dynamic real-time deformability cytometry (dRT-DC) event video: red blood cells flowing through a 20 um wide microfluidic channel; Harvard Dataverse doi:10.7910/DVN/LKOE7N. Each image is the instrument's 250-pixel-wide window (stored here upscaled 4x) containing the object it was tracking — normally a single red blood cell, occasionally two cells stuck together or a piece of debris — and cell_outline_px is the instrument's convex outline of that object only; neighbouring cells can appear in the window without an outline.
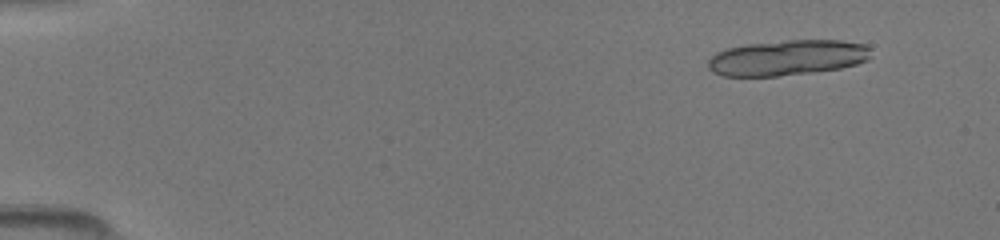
{"species": "common noctule bat (a hibernating species)", "species_latin": "Nyctalus noctula", "temperature_condition": "room temperature", "stored_images_in_passage": 19, "camera_frame_rate_fps": 3000, "um_per_image_px": 0.085, "animal": {"sex": "female", "body_mass_g": 19.5, "forearm_length_mm": 54.1}, "frame": {"image": 1, "passage_image": 5, "time_ms": 1.333, "image_size_px": [1000, 240], "cell_outline_px": [[872, 56], [868, 60], [856, 64], [840, 68], [812, 72], [776, 76], [724, 76], [712, 72], [708, 68], [708, 60], [716, 52], [728, 48], [744, 44], [788, 40], [840, 40], [864, 44], [868, 48]], "centroid_in_image_um": [66.91, 4.9], "position_along_channel_um": 18.1, "area_um2": 33.7}}